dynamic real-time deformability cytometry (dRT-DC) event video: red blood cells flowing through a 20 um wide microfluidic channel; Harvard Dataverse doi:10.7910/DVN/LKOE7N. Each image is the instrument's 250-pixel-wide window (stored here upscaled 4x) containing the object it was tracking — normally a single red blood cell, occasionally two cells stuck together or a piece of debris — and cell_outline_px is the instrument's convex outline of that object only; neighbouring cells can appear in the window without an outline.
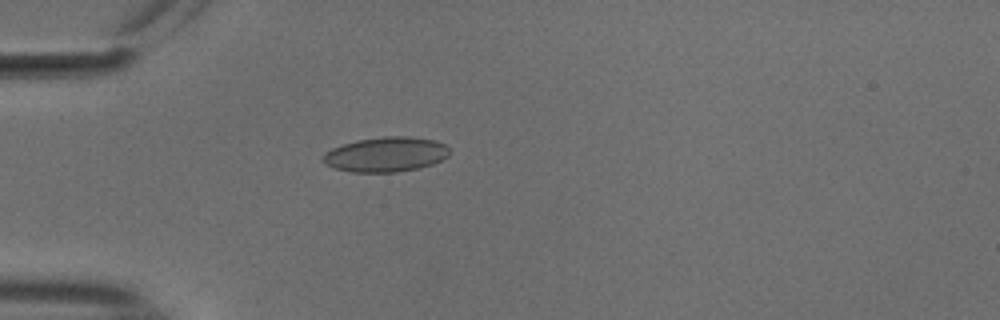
{"species": "common noctule bat (a hibernating species)", "species_latin": "Nyctalus noctula", "temperature_condition": "cold", "stored_images_in_passage": 3, "camera_frame_rate_fps": 3000, "um_per_image_px": 0.085, "animal": {"sex": "male", "body_mass_g": 18.8}, "frame": {"image": 1, "passage_image": 1, "time_ms": 0.0, "image_size_px": [1000, 320], "cell_outline_px": [[448, 156], [432, 164], [416, 168], [396, 172], [352, 172], [336, 168], [320, 160], [320, 156], [324, 152], [332, 148], [356, 140], [384, 136], [408, 136], [436, 140], [444, 144], [448, 148]], "centroid_in_image_um": [32.76, 13.11], "position_along_channel_um": 52.2, "area_um2": 25.61}}